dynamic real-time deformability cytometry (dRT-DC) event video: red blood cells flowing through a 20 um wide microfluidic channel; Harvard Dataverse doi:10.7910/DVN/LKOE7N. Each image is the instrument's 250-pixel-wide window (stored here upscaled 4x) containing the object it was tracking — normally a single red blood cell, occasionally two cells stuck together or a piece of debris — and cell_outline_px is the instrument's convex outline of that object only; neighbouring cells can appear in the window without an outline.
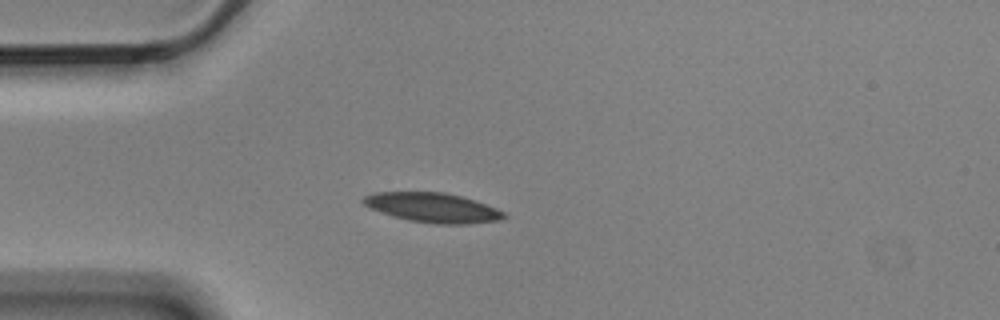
{"species": "Egyptian fruit bat (a non-hibernating species)", "species_latin": "Rousettus aegyptiacus", "temperature_condition": "cold", "stored_images_in_passage": 5, "camera_frame_rate_fps": 3000, "um_per_image_px": 0.085, "animal": {"sex": "male"}, "frame": {"image": 1, "passage_image": 5, "time_ms": 1.333, "image_size_px": [1000, 320], "cell_outline_px": [[508, 216], [500, 220], [468, 224], [436, 224], [408, 220], [392, 216], [372, 208], [364, 204], [360, 200], [364, 196], [376, 192], [444, 192], [460, 196], [496, 208], [504, 212]], "centroid_in_image_um": [36.78, 17.65], "position_along_channel_um": 48.2, "area_um2": 24.04}}